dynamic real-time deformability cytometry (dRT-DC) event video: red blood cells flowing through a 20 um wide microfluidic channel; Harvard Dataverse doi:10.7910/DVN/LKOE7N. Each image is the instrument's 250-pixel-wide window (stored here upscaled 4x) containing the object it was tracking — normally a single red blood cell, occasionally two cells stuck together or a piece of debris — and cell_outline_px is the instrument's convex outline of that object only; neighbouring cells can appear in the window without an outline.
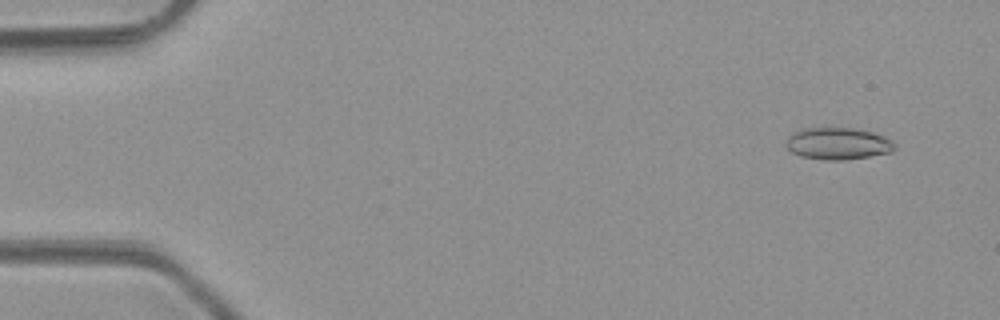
{"species": "common noctule bat (a hibernating species)", "species_latin": "Nyctalus noctula", "temperature_condition": "room temperature", "stored_images_in_passage": 5, "camera_frame_rate_fps": 3000, "um_per_image_px": 0.085, "animal": {"sex": "male", "body_mass_g": 23.1, "forearm_length_mm": 52.7}, "frame": {"image": 1, "passage_image": 5, "time_ms": 4.667, "image_size_px": [1000, 320], "cell_outline_px": [[896, 148], [892, 152], [844, 160], [824, 160], [800, 156], [792, 152], [784, 144], [784, 140], [792, 132], [804, 128], [852, 128], [872, 132], [884, 136], [892, 140], [896, 144]], "centroid_in_image_um": [71.2, 12.2], "position_along_channel_um": 13.8, "area_um2": 20.4}}